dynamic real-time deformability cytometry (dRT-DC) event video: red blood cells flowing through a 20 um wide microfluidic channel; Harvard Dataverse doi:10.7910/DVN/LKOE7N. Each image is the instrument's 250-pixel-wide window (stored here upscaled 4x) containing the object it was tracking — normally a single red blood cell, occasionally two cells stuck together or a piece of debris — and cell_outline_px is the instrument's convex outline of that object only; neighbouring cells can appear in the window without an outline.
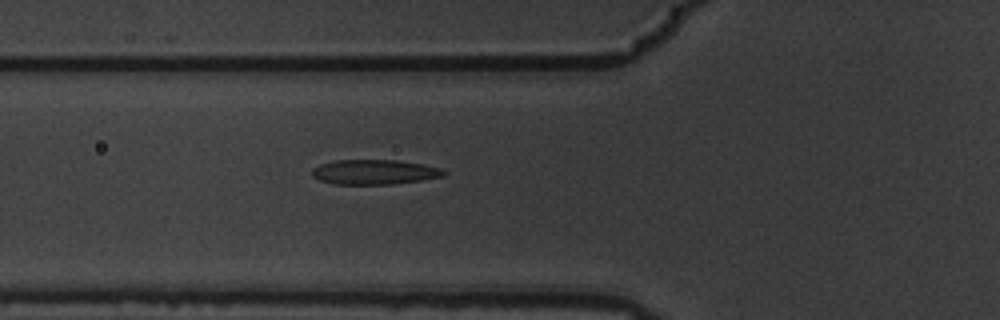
{"species": "common noctule bat (a hibernating species)", "species_latin": "Nyctalus noctula", "temperature_condition": "warm", "stored_images_in_passage": 6, "camera_frame_rate_fps": 3000, "um_per_image_px": 0.085, "animal": {"sex": "male", "body_mass_g": 19.5, "forearm_length_mm": 54.6}, "frame": {"image": 1, "passage_image": 6, "time_ms": 1.667, "image_size_px": [1000, 320], "cell_outline_px": [[448, 172], [444, 176], [420, 180], [392, 184], [332, 184], [320, 180], [312, 176], [312, 168], [320, 164], [336, 160], [396, 160], [424, 164], [440, 168]], "centroid_in_image_um": [31.82, 14.62], "position_along_channel_um": 94.0, "area_um2": 19.07}}